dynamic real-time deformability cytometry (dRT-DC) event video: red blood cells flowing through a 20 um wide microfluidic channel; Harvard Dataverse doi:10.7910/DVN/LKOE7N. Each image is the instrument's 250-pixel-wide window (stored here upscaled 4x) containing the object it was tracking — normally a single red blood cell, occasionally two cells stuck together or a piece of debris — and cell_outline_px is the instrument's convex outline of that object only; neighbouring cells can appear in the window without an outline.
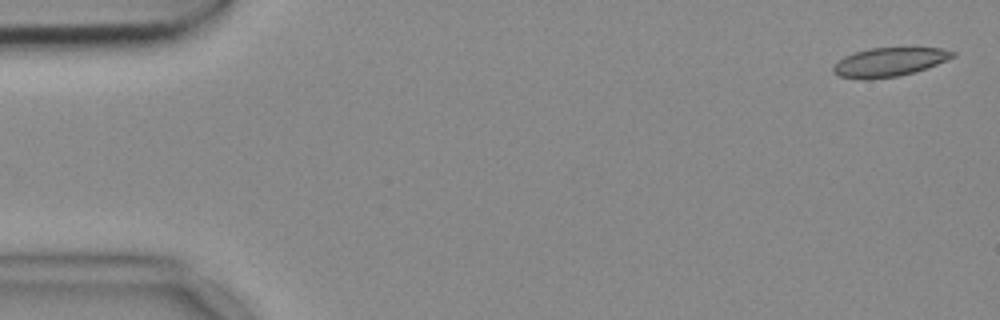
{"species": "common noctule bat (a hibernating species)", "species_latin": "Nyctalus noctula", "temperature_condition": "cold", "stored_images_in_passage": 53, "camera_frame_rate_fps": 3000, "um_per_image_px": 0.085, "animal": {"sex": "female", "body_mass_g": 18.4}, "frame": {"image": 1, "passage_image": 1, "time_ms": 0.0, "image_size_px": [1000, 320], "cell_outline_px": [[956, 56], [916, 72], [900, 76], [864, 80], [840, 76], [832, 72], [832, 68], [844, 56], [852, 52], [868, 48], [940, 48], [956, 52]], "centroid_in_image_um": [75.57, 5.28], "position_along_channel_um": 9.4, "area_um2": 20.11}}
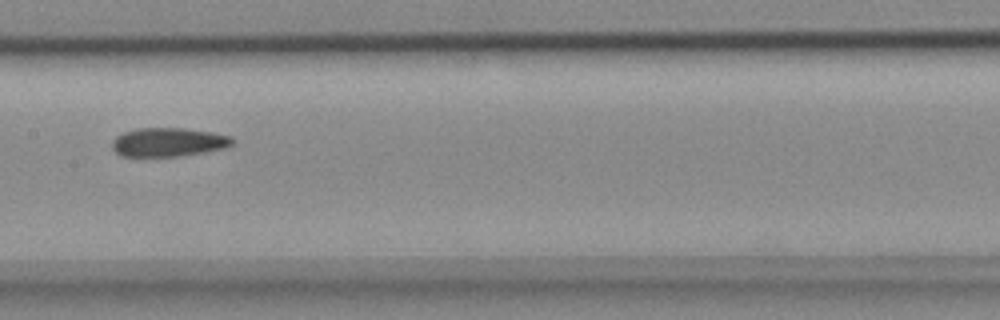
{"frame": {"image": 2, "passage_image": 26, "time_ms": 8.333, "image_size_px": [1000, 320], "cell_outline_px": [[236, 144], [224, 148], [184, 156], [120, 156], [112, 148], [112, 140], [116, 136], [124, 132], [136, 128], [184, 128], [212, 132], [232, 136], [236, 140]], "centroid_in_image_um": [14.35, 12.08], "position_along_channel_um": 193.0, "area_um2": 20.46}}
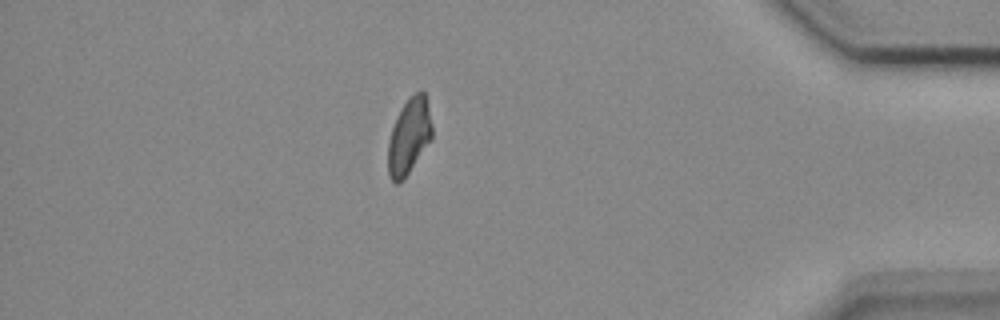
{"frame": {"image": 3, "passage_image": 46, "time_ms": 15.0, "image_size_px": [1000, 320], "cell_outline_px": [[432, 140], [404, 180], [400, 184], [396, 184], [388, 176], [388, 140], [392, 128], [404, 104], [416, 92], [424, 92], [432, 124]], "centroid_in_image_um": [34.77, 11.68], "position_along_channel_um": 400.4, "area_um2": 19.36}}